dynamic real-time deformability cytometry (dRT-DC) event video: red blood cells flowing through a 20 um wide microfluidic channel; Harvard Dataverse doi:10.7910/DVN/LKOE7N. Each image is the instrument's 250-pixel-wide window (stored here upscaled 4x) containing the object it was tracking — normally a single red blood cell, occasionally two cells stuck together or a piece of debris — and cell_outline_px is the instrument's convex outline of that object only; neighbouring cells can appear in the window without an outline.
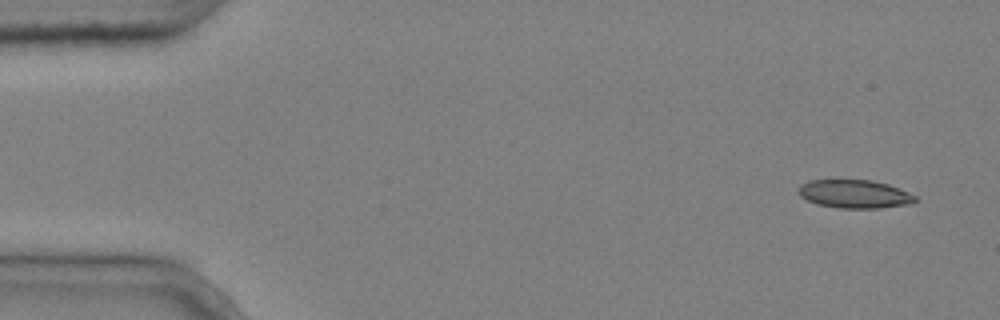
{"species": "common noctule bat (a hibernating species)", "species_latin": "Nyctalus noctula", "temperature_condition": "cold", "stored_images_in_passage": 7, "camera_frame_rate_fps": 3000, "um_per_image_px": 0.085, "animal": {"sex": "male", "body_mass_g": 20.4}, "frame": {"image": 1, "passage_image": 1, "time_ms": 0.0, "image_size_px": [1000, 320], "cell_outline_px": [[920, 200], [912, 204], [880, 208], [840, 208], [816, 204], [800, 196], [800, 184], [808, 180], [872, 180], [888, 184], [908, 192], [916, 196]], "centroid_in_image_um": [72.69, 16.49], "position_along_channel_um": 12.3, "area_um2": 19.36}}
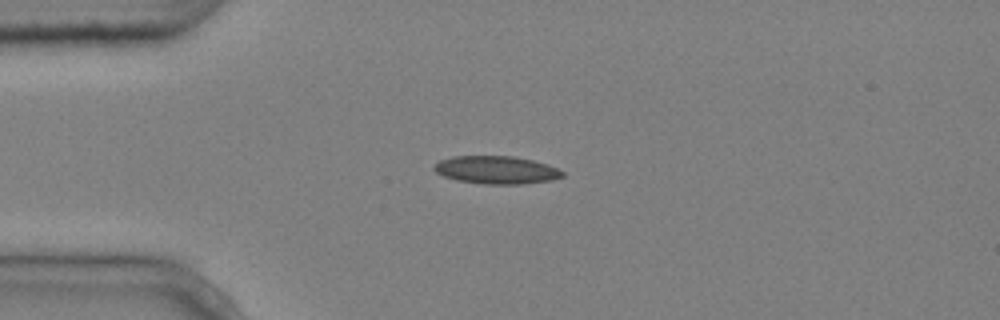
{"frame": {"image": 2, "passage_image": 4, "time_ms": 1.0, "image_size_px": [1000, 320], "cell_outline_px": [[564, 176], [552, 180], [520, 184], [484, 184], [456, 180], [444, 176], [436, 172], [432, 168], [440, 160], [452, 156], [512, 156], [532, 160], [548, 164], [564, 172]], "centroid_in_image_um": [42.19, 14.44], "position_along_channel_um": 42.8, "area_um2": 20.81}}